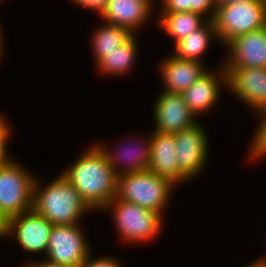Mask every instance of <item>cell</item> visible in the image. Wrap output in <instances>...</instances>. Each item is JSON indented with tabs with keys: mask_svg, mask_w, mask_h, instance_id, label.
I'll return each instance as SVG.
<instances>
[{
	"mask_svg": "<svg viewBox=\"0 0 266 267\" xmlns=\"http://www.w3.org/2000/svg\"><path fill=\"white\" fill-rule=\"evenodd\" d=\"M62 175L75 187L93 212L103 211L116 197L118 175L96 144L90 145L75 163L63 170Z\"/></svg>",
	"mask_w": 266,
	"mask_h": 267,
	"instance_id": "1",
	"label": "cell"
},
{
	"mask_svg": "<svg viewBox=\"0 0 266 267\" xmlns=\"http://www.w3.org/2000/svg\"><path fill=\"white\" fill-rule=\"evenodd\" d=\"M39 181L35 178L32 209L52 225L78 224L83 214L93 211L62 173L45 187Z\"/></svg>",
	"mask_w": 266,
	"mask_h": 267,
	"instance_id": "2",
	"label": "cell"
},
{
	"mask_svg": "<svg viewBox=\"0 0 266 267\" xmlns=\"http://www.w3.org/2000/svg\"><path fill=\"white\" fill-rule=\"evenodd\" d=\"M175 186L146 169L118 176L116 197L163 215Z\"/></svg>",
	"mask_w": 266,
	"mask_h": 267,
	"instance_id": "3",
	"label": "cell"
},
{
	"mask_svg": "<svg viewBox=\"0 0 266 267\" xmlns=\"http://www.w3.org/2000/svg\"><path fill=\"white\" fill-rule=\"evenodd\" d=\"M112 209V210H111ZM111 210L118 236L123 242L146 243L161 232L163 215L115 197L103 209Z\"/></svg>",
	"mask_w": 266,
	"mask_h": 267,
	"instance_id": "4",
	"label": "cell"
},
{
	"mask_svg": "<svg viewBox=\"0 0 266 267\" xmlns=\"http://www.w3.org/2000/svg\"><path fill=\"white\" fill-rule=\"evenodd\" d=\"M212 21L218 41L226 46L241 35L266 27V3L247 0L217 7Z\"/></svg>",
	"mask_w": 266,
	"mask_h": 267,
	"instance_id": "5",
	"label": "cell"
},
{
	"mask_svg": "<svg viewBox=\"0 0 266 267\" xmlns=\"http://www.w3.org/2000/svg\"><path fill=\"white\" fill-rule=\"evenodd\" d=\"M35 176L13 159L0 167V227L32 209Z\"/></svg>",
	"mask_w": 266,
	"mask_h": 267,
	"instance_id": "6",
	"label": "cell"
},
{
	"mask_svg": "<svg viewBox=\"0 0 266 267\" xmlns=\"http://www.w3.org/2000/svg\"><path fill=\"white\" fill-rule=\"evenodd\" d=\"M81 224L53 225L46 260L69 267H80L90 254L89 242Z\"/></svg>",
	"mask_w": 266,
	"mask_h": 267,
	"instance_id": "7",
	"label": "cell"
},
{
	"mask_svg": "<svg viewBox=\"0 0 266 267\" xmlns=\"http://www.w3.org/2000/svg\"><path fill=\"white\" fill-rule=\"evenodd\" d=\"M52 224L43 216L30 209L8 219L0 227L1 239L14 237L28 253L46 254Z\"/></svg>",
	"mask_w": 266,
	"mask_h": 267,
	"instance_id": "8",
	"label": "cell"
},
{
	"mask_svg": "<svg viewBox=\"0 0 266 267\" xmlns=\"http://www.w3.org/2000/svg\"><path fill=\"white\" fill-rule=\"evenodd\" d=\"M199 123L174 133L179 171L189 181L203 171L210 147L208 135Z\"/></svg>",
	"mask_w": 266,
	"mask_h": 267,
	"instance_id": "9",
	"label": "cell"
},
{
	"mask_svg": "<svg viewBox=\"0 0 266 267\" xmlns=\"http://www.w3.org/2000/svg\"><path fill=\"white\" fill-rule=\"evenodd\" d=\"M227 90L254 112H266V68L224 67Z\"/></svg>",
	"mask_w": 266,
	"mask_h": 267,
	"instance_id": "10",
	"label": "cell"
},
{
	"mask_svg": "<svg viewBox=\"0 0 266 267\" xmlns=\"http://www.w3.org/2000/svg\"><path fill=\"white\" fill-rule=\"evenodd\" d=\"M157 97L153 109L156 123L154 131L174 134L199 122L182 94L162 91Z\"/></svg>",
	"mask_w": 266,
	"mask_h": 267,
	"instance_id": "11",
	"label": "cell"
},
{
	"mask_svg": "<svg viewBox=\"0 0 266 267\" xmlns=\"http://www.w3.org/2000/svg\"><path fill=\"white\" fill-rule=\"evenodd\" d=\"M223 67L266 68V27L230 41Z\"/></svg>",
	"mask_w": 266,
	"mask_h": 267,
	"instance_id": "12",
	"label": "cell"
},
{
	"mask_svg": "<svg viewBox=\"0 0 266 267\" xmlns=\"http://www.w3.org/2000/svg\"><path fill=\"white\" fill-rule=\"evenodd\" d=\"M220 68L218 72L214 70L211 72L208 69L205 74L182 93L185 103L196 117L210 111L220 99L222 86L227 88V72L223 66ZM221 84L223 85L221 86Z\"/></svg>",
	"mask_w": 266,
	"mask_h": 267,
	"instance_id": "13",
	"label": "cell"
},
{
	"mask_svg": "<svg viewBox=\"0 0 266 267\" xmlns=\"http://www.w3.org/2000/svg\"><path fill=\"white\" fill-rule=\"evenodd\" d=\"M174 134L151 133V157L148 170L169 179L173 184L189 181L180 171Z\"/></svg>",
	"mask_w": 266,
	"mask_h": 267,
	"instance_id": "14",
	"label": "cell"
},
{
	"mask_svg": "<svg viewBox=\"0 0 266 267\" xmlns=\"http://www.w3.org/2000/svg\"><path fill=\"white\" fill-rule=\"evenodd\" d=\"M154 0H108L99 16L112 25L129 29L133 34L150 19Z\"/></svg>",
	"mask_w": 266,
	"mask_h": 267,
	"instance_id": "15",
	"label": "cell"
},
{
	"mask_svg": "<svg viewBox=\"0 0 266 267\" xmlns=\"http://www.w3.org/2000/svg\"><path fill=\"white\" fill-rule=\"evenodd\" d=\"M160 62L159 74L163 82V90L170 93L182 94L208 70L203 63L167 55ZM162 63V64H161Z\"/></svg>",
	"mask_w": 266,
	"mask_h": 267,
	"instance_id": "16",
	"label": "cell"
},
{
	"mask_svg": "<svg viewBox=\"0 0 266 267\" xmlns=\"http://www.w3.org/2000/svg\"><path fill=\"white\" fill-rule=\"evenodd\" d=\"M148 137L149 138L147 140H144L143 138L144 142L142 140H139V142L136 141L137 144H135L136 142H133L132 144H135L136 148L134 147V145H132L134 147L132 148L130 144L126 146L127 144L122 143L119 148H115V150H113L114 152L111 151L112 149L105 147L106 145H96L105 154L109 165L113 168L116 174L120 176L125 173L143 171L148 169L151 157V135H149ZM123 145L125 147H123ZM129 146L131 147L128 148Z\"/></svg>",
	"mask_w": 266,
	"mask_h": 267,
	"instance_id": "17",
	"label": "cell"
},
{
	"mask_svg": "<svg viewBox=\"0 0 266 267\" xmlns=\"http://www.w3.org/2000/svg\"><path fill=\"white\" fill-rule=\"evenodd\" d=\"M213 37L218 40L214 23L212 20H208L203 26L178 41L174 46L173 55L180 59L204 63L203 56L211 43L212 39L210 38Z\"/></svg>",
	"mask_w": 266,
	"mask_h": 267,
	"instance_id": "18",
	"label": "cell"
},
{
	"mask_svg": "<svg viewBox=\"0 0 266 267\" xmlns=\"http://www.w3.org/2000/svg\"><path fill=\"white\" fill-rule=\"evenodd\" d=\"M136 35H132L125 43L117 47L116 50L106 53L97 64L98 71L105 75H123L129 73L132 66H135V60L137 57Z\"/></svg>",
	"mask_w": 266,
	"mask_h": 267,
	"instance_id": "19",
	"label": "cell"
},
{
	"mask_svg": "<svg viewBox=\"0 0 266 267\" xmlns=\"http://www.w3.org/2000/svg\"><path fill=\"white\" fill-rule=\"evenodd\" d=\"M159 14V25L173 38V45L208 21L203 15L191 11Z\"/></svg>",
	"mask_w": 266,
	"mask_h": 267,
	"instance_id": "20",
	"label": "cell"
},
{
	"mask_svg": "<svg viewBox=\"0 0 266 267\" xmlns=\"http://www.w3.org/2000/svg\"><path fill=\"white\" fill-rule=\"evenodd\" d=\"M132 35L133 33L129 29L109 23L97 28L91 37L95 64L105 57L106 53L116 50L125 43Z\"/></svg>",
	"mask_w": 266,
	"mask_h": 267,
	"instance_id": "21",
	"label": "cell"
},
{
	"mask_svg": "<svg viewBox=\"0 0 266 267\" xmlns=\"http://www.w3.org/2000/svg\"><path fill=\"white\" fill-rule=\"evenodd\" d=\"M161 6L159 13L191 11L203 15L208 20L213 19L216 9L215 0H162Z\"/></svg>",
	"mask_w": 266,
	"mask_h": 267,
	"instance_id": "22",
	"label": "cell"
},
{
	"mask_svg": "<svg viewBox=\"0 0 266 267\" xmlns=\"http://www.w3.org/2000/svg\"><path fill=\"white\" fill-rule=\"evenodd\" d=\"M259 115H261L262 121H259L255 129L253 139H251L249 146L250 149L248 150L247 160H251V162L253 159L258 160L261 158L262 160V158H266V112Z\"/></svg>",
	"mask_w": 266,
	"mask_h": 267,
	"instance_id": "23",
	"label": "cell"
},
{
	"mask_svg": "<svg viewBox=\"0 0 266 267\" xmlns=\"http://www.w3.org/2000/svg\"><path fill=\"white\" fill-rule=\"evenodd\" d=\"M91 253L87 256L85 262L80 267H122L120 261L115 259L114 257H97L93 258L90 256Z\"/></svg>",
	"mask_w": 266,
	"mask_h": 267,
	"instance_id": "24",
	"label": "cell"
},
{
	"mask_svg": "<svg viewBox=\"0 0 266 267\" xmlns=\"http://www.w3.org/2000/svg\"><path fill=\"white\" fill-rule=\"evenodd\" d=\"M76 5L82 7L83 9H90L96 11V13L100 14V12L105 8L108 0H72Z\"/></svg>",
	"mask_w": 266,
	"mask_h": 267,
	"instance_id": "25",
	"label": "cell"
},
{
	"mask_svg": "<svg viewBox=\"0 0 266 267\" xmlns=\"http://www.w3.org/2000/svg\"><path fill=\"white\" fill-rule=\"evenodd\" d=\"M4 116L0 115V146H7L8 141L10 142L11 127Z\"/></svg>",
	"mask_w": 266,
	"mask_h": 267,
	"instance_id": "26",
	"label": "cell"
},
{
	"mask_svg": "<svg viewBox=\"0 0 266 267\" xmlns=\"http://www.w3.org/2000/svg\"><path fill=\"white\" fill-rule=\"evenodd\" d=\"M30 262H28V264L26 265H23V267H69V266H65V265H60V264H57V263H53V262H50L48 260H39V261H32L30 264Z\"/></svg>",
	"mask_w": 266,
	"mask_h": 267,
	"instance_id": "27",
	"label": "cell"
},
{
	"mask_svg": "<svg viewBox=\"0 0 266 267\" xmlns=\"http://www.w3.org/2000/svg\"><path fill=\"white\" fill-rule=\"evenodd\" d=\"M7 146H0V167H2L5 164H8L12 158H10L8 155Z\"/></svg>",
	"mask_w": 266,
	"mask_h": 267,
	"instance_id": "28",
	"label": "cell"
},
{
	"mask_svg": "<svg viewBox=\"0 0 266 267\" xmlns=\"http://www.w3.org/2000/svg\"><path fill=\"white\" fill-rule=\"evenodd\" d=\"M246 267H266V256H261L259 259L257 258L252 263L250 262Z\"/></svg>",
	"mask_w": 266,
	"mask_h": 267,
	"instance_id": "29",
	"label": "cell"
},
{
	"mask_svg": "<svg viewBox=\"0 0 266 267\" xmlns=\"http://www.w3.org/2000/svg\"><path fill=\"white\" fill-rule=\"evenodd\" d=\"M243 1H247V0H215V4H216V8H217V7L229 5L232 3H239V2H243Z\"/></svg>",
	"mask_w": 266,
	"mask_h": 267,
	"instance_id": "30",
	"label": "cell"
},
{
	"mask_svg": "<svg viewBox=\"0 0 266 267\" xmlns=\"http://www.w3.org/2000/svg\"><path fill=\"white\" fill-rule=\"evenodd\" d=\"M1 27V26H0ZM2 28H0V60L3 58L2 56L4 55V52H3V50H4V44H3V36H2V30H1ZM3 44V45H2ZM1 62V61H0Z\"/></svg>",
	"mask_w": 266,
	"mask_h": 267,
	"instance_id": "31",
	"label": "cell"
}]
</instances>
